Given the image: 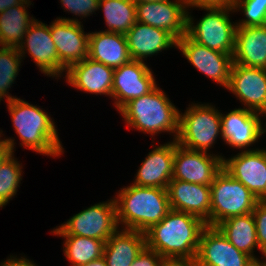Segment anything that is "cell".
<instances>
[{
	"label": "cell",
	"instance_id": "obj_32",
	"mask_svg": "<svg viewBox=\"0 0 266 266\" xmlns=\"http://www.w3.org/2000/svg\"><path fill=\"white\" fill-rule=\"evenodd\" d=\"M233 9L242 10L245 16L236 22L237 27L266 25V0H235Z\"/></svg>",
	"mask_w": 266,
	"mask_h": 266
},
{
	"label": "cell",
	"instance_id": "obj_26",
	"mask_svg": "<svg viewBox=\"0 0 266 266\" xmlns=\"http://www.w3.org/2000/svg\"><path fill=\"white\" fill-rule=\"evenodd\" d=\"M221 233L240 251L248 254L254 260L253 250H259L255 220L252 212L245 215L230 217L216 226Z\"/></svg>",
	"mask_w": 266,
	"mask_h": 266
},
{
	"label": "cell",
	"instance_id": "obj_21",
	"mask_svg": "<svg viewBox=\"0 0 266 266\" xmlns=\"http://www.w3.org/2000/svg\"><path fill=\"white\" fill-rule=\"evenodd\" d=\"M175 140L157 146L149 152L135 175L134 185L167 189L173 176Z\"/></svg>",
	"mask_w": 266,
	"mask_h": 266
},
{
	"label": "cell",
	"instance_id": "obj_34",
	"mask_svg": "<svg viewBox=\"0 0 266 266\" xmlns=\"http://www.w3.org/2000/svg\"><path fill=\"white\" fill-rule=\"evenodd\" d=\"M65 11L73 13L75 16L87 17L98 10L99 0H60Z\"/></svg>",
	"mask_w": 266,
	"mask_h": 266
},
{
	"label": "cell",
	"instance_id": "obj_31",
	"mask_svg": "<svg viewBox=\"0 0 266 266\" xmlns=\"http://www.w3.org/2000/svg\"><path fill=\"white\" fill-rule=\"evenodd\" d=\"M12 153L0 167V209L17 193L22 180V166Z\"/></svg>",
	"mask_w": 266,
	"mask_h": 266
},
{
	"label": "cell",
	"instance_id": "obj_41",
	"mask_svg": "<svg viewBox=\"0 0 266 266\" xmlns=\"http://www.w3.org/2000/svg\"><path fill=\"white\" fill-rule=\"evenodd\" d=\"M81 266H107L106 261L104 257H101L97 260L88 262L87 264L81 265Z\"/></svg>",
	"mask_w": 266,
	"mask_h": 266
},
{
	"label": "cell",
	"instance_id": "obj_5",
	"mask_svg": "<svg viewBox=\"0 0 266 266\" xmlns=\"http://www.w3.org/2000/svg\"><path fill=\"white\" fill-rule=\"evenodd\" d=\"M179 111L177 143L187 149L208 152L222 134L221 112L209 104L192 103Z\"/></svg>",
	"mask_w": 266,
	"mask_h": 266
},
{
	"label": "cell",
	"instance_id": "obj_2",
	"mask_svg": "<svg viewBox=\"0 0 266 266\" xmlns=\"http://www.w3.org/2000/svg\"><path fill=\"white\" fill-rule=\"evenodd\" d=\"M117 196V197H116ZM118 226L146 232L159 223L171 210L165 188L130 185L121 188L115 195ZM125 226V227H124Z\"/></svg>",
	"mask_w": 266,
	"mask_h": 266
},
{
	"label": "cell",
	"instance_id": "obj_15",
	"mask_svg": "<svg viewBox=\"0 0 266 266\" xmlns=\"http://www.w3.org/2000/svg\"><path fill=\"white\" fill-rule=\"evenodd\" d=\"M223 169L258 200H266V154L262 148L246 149L230 159L223 158Z\"/></svg>",
	"mask_w": 266,
	"mask_h": 266
},
{
	"label": "cell",
	"instance_id": "obj_8",
	"mask_svg": "<svg viewBox=\"0 0 266 266\" xmlns=\"http://www.w3.org/2000/svg\"><path fill=\"white\" fill-rule=\"evenodd\" d=\"M115 199L100 202L73 215L51 231L55 235H76L106 242L119 228Z\"/></svg>",
	"mask_w": 266,
	"mask_h": 266
},
{
	"label": "cell",
	"instance_id": "obj_9",
	"mask_svg": "<svg viewBox=\"0 0 266 266\" xmlns=\"http://www.w3.org/2000/svg\"><path fill=\"white\" fill-rule=\"evenodd\" d=\"M223 158L218 154L184 148L175 140L172 179L211 186L223 168Z\"/></svg>",
	"mask_w": 266,
	"mask_h": 266
},
{
	"label": "cell",
	"instance_id": "obj_33",
	"mask_svg": "<svg viewBox=\"0 0 266 266\" xmlns=\"http://www.w3.org/2000/svg\"><path fill=\"white\" fill-rule=\"evenodd\" d=\"M255 220L257 242L262 256L266 255V200H259L252 211Z\"/></svg>",
	"mask_w": 266,
	"mask_h": 266
},
{
	"label": "cell",
	"instance_id": "obj_6",
	"mask_svg": "<svg viewBox=\"0 0 266 266\" xmlns=\"http://www.w3.org/2000/svg\"><path fill=\"white\" fill-rule=\"evenodd\" d=\"M210 226L234 216L251 213L258 198L240 181L234 179L223 168L210 186Z\"/></svg>",
	"mask_w": 266,
	"mask_h": 266
},
{
	"label": "cell",
	"instance_id": "obj_16",
	"mask_svg": "<svg viewBox=\"0 0 266 266\" xmlns=\"http://www.w3.org/2000/svg\"><path fill=\"white\" fill-rule=\"evenodd\" d=\"M247 110L261 113L266 109V69L232 64L226 88Z\"/></svg>",
	"mask_w": 266,
	"mask_h": 266
},
{
	"label": "cell",
	"instance_id": "obj_7",
	"mask_svg": "<svg viewBox=\"0 0 266 266\" xmlns=\"http://www.w3.org/2000/svg\"><path fill=\"white\" fill-rule=\"evenodd\" d=\"M207 13L194 25L187 11L186 34L195 42L221 53L233 54L237 24L230 21L233 7H207Z\"/></svg>",
	"mask_w": 266,
	"mask_h": 266
},
{
	"label": "cell",
	"instance_id": "obj_20",
	"mask_svg": "<svg viewBox=\"0 0 266 266\" xmlns=\"http://www.w3.org/2000/svg\"><path fill=\"white\" fill-rule=\"evenodd\" d=\"M114 68L89 57L72 64L66 70V81L70 86L85 93L112 96Z\"/></svg>",
	"mask_w": 266,
	"mask_h": 266
},
{
	"label": "cell",
	"instance_id": "obj_12",
	"mask_svg": "<svg viewBox=\"0 0 266 266\" xmlns=\"http://www.w3.org/2000/svg\"><path fill=\"white\" fill-rule=\"evenodd\" d=\"M198 266H249L254 259L238 250L215 226H206L200 236Z\"/></svg>",
	"mask_w": 266,
	"mask_h": 266
},
{
	"label": "cell",
	"instance_id": "obj_30",
	"mask_svg": "<svg viewBox=\"0 0 266 266\" xmlns=\"http://www.w3.org/2000/svg\"><path fill=\"white\" fill-rule=\"evenodd\" d=\"M22 56L14 47L0 48V101L6 98L7 101L12 100L13 97L9 95L8 91L19 72Z\"/></svg>",
	"mask_w": 266,
	"mask_h": 266
},
{
	"label": "cell",
	"instance_id": "obj_25",
	"mask_svg": "<svg viewBox=\"0 0 266 266\" xmlns=\"http://www.w3.org/2000/svg\"><path fill=\"white\" fill-rule=\"evenodd\" d=\"M119 229L105 242L103 257L107 266H131L146 246L145 234L131 229Z\"/></svg>",
	"mask_w": 266,
	"mask_h": 266
},
{
	"label": "cell",
	"instance_id": "obj_36",
	"mask_svg": "<svg viewBox=\"0 0 266 266\" xmlns=\"http://www.w3.org/2000/svg\"><path fill=\"white\" fill-rule=\"evenodd\" d=\"M187 8L233 7L235 0H185Z\"/></svg>",
	"mask_w": 266,
	"mask_h": 266
},
{
	"label": "cell",
	"instance_id": "obj_18",
	"mask_svg": "<svg viewBox=\"0 0 266 266\" xmlns=\"http://www.w3.org/2000/svg\"><path fill=\"white\" fill-rule=\"evenodd\" d=\"M167 192L171 209L197 216L210 226V186L171 179Z\"/></svg>",
	"mask_w": 266,
	"mask_h": 266
},
{
	"label": "cell",
	"instance_id": "obj_44",
	"mask_svg": "<svg viewBox=\"0 0 266 266\" xmlns=\"http://www.w3.org/2000/svg\"><path fill=\"white\" fill-rule=\"evenodd\" d=\"M135 2H157V1H167V0H134Z\"/></svg>",
	"mask_w": 266,
	"mask_h": 266
},
{
	"label": "cell",
	"instance_id": "obj_14",
	"mask_svg": "<svg viewBox=\"0 0 266 266\" xmlns=\"http://www.w3.org/2000/svg\"><path fill=\"white\" fill-rule=\"evenodd\" d=\"M185 0L136 2L137 21L168 31L177 40L186 34Z\"/></svg>",
	"mask_w": 266,
	"mask_h": 266
},
{
	"label": "cell",
	"instance_id": "obj_17",
	"mask_svg": "<svg viewBox=\"0 0 266 266\" xmlns=\"http://www.w3.org/2000/svg\"><path fill=\"white\" fill-rule=\"evenodd\" d=\"M17 49L22 58L25 56V51L30 54L39 70L45 75L60 77V60L50 33V25L36 19Z\"/></svg>",
	"mask_w": 266,
	"mask_h": 266
},
{
	"label": "cell",
	"instance_id": "obj_39",
	"mask_svg": "<svg viewBox=\"0 0 266 266\" xmlns=\"http://www.w3.org/2000/svg\"><path fill=\"white\" fill-rule=\"evenodd\" d=\"M17 256H10L6 261L1 262L0 266H37L36 263H33L31 260L21 257L16 258Z\"/></svg>",
	"mask_w": 266,
	"mask_h": 266
},
{
	"label": "cell",
	"instance_id": "obj_10",
	"mask_svg": "<svg viewBox=\"0 0 266 266\" xmlns=\"http://www.w3.org/2000/svg\"><path fill=\"white\" fill-rule=\"evenodd\" d=\"M78 19L57 18L50 23V33L60 60V77L74 63L88 57L89 33Z\"/></svg>",
	"mask_w": 266,
	"mask_h": 266
},
{
	"label": "cell",
	"instance_id": "obj_42",
	"mask_svg": "<svg viewBox=\"0 0 266 266\" xmlns=\"http://www.w3.org/2000/svg\"><path fill=\"white\" fill-rule=\"evenodd\" d=\"M249 266H266L264 261L254 260Z\"/></svg>",
	"mask_w": 266,
	"mask_h": 266
},
{
	"label": "cell",
	"instance_id": "obj_23",
	"mask_svg": "<svg viewBox=\"0 0 266 266\" xmlns=\"http://www.w3.org/2000/svg\"><path fill=\"white\" fill-rule=\"evenodd\" d=\"M233 63L266 69V25L236 28Z\"/></svg>",
	"mask_w": 266,
	"mask_h": 266
},
{
	"label": "cell",
	"instance_id": "obj_37",
	"mask_svg": "<svg viewBox=\"0 0 266 266\" xmlns=\"http://www.w3.org/2000/svg\"><path fill=\"white\" fill-rule=\"evenodd\" d=\"M160 266H198L196 258L162 257Z\"/></svg>",
	"mask_w": 266,
	"mask_h": 266
},
{
	"label": "cell",
	"instance_id": "obj_45",
	"mask_svg": "<svg viewBox=\"0 0 266 266\" xmlns=\"http://www.w3.org/2000/svg\"><path fill=\"white\" fill-rule=\"evenodd\" d=\"M262 258H265L264 259V262H265V265H266V255H264Z\"/></svg>",
	"mask_w": 266,
	"mask_h": 266
},
{
	"label": "cell",
	"instance_id": "obj_1",
	"mask_svg": "<svg viewBox=\"0 0 266 266\" xmlns=\"http://www.w3.org/2000/svg\"><path fill=\"white\" fill-rule=\"evenodd\" d=\"M206 223L197 216L171 209L145 234L146 247L162 257L196 258Z\"/></svg>",
	"mask_w": 266,
	"mask_h": 266
},
{
	"label": "cell",
	"instance_id": "obj_22",
	"mask_svg": "<svg viewBox=\"0 0 266 266\" xmlns=\"http://www.w3.org/2000/svg\"><path fill=\"white\" fill-rule=\"evenodd\" d=\"M132 60L143 61L147 57L177 47V39L166 30L136 22L125 34Z\"/></svg>",
	"mask_w": 266,
	"mask_h": 266
},
{
	"label": "cell",
	"instance_id": "obj_28",
	"mask_svg": "<svg viewBox=\"0 0 266 266\" xmlns=\"http://www.w3.org/2000/svg\"><path fill=\"white\" fill-rule=\"evenodd\" d=\"M100 8L108 26L105 31L125 35L137 22L134 0H99L98 9Z\"/></svg>",
	"mask_w": 266,
	"mask_h": 266
},
{
	"label": "cell",
	"instance_id": "obj_27",
	"mask_svg": "<svg viewBox=\"0 0 266 266\" xmlns=\"http://www.w3.org/2000/svg\"><path fill=\"white\" fill-rule=\"evenodd\" d=\"M30 0L22 4L5 9L0 13V46L18 48L22 43L28 28L36 20L29 17L27 7Z\"/></svg>",
	"mask_w": 266,
	"mask_h": 266
},
{
	"label": "cell",
	"instance_id": "obj_4",
	"mask_svg": "<svg viewBox=\"0 0 266 266\" xmlns=\"http://www.w3.org/2000/svg\"><path fill=\"white\" fill-rule=\"evenodd\" d=\"M119 113L128 127L152 136L169 132L174 134L173 140L177 138L179 110L158 86L126 103Z\"/></svg>",
	"mask_w": 266,
	"mask_h": 266
},
{
	"label": "cell",
	"instance_id": "obj_38",
	"mask_svg": "<svg viewBox=\"0 0 266 266\" xmlns=\"http://www.w3.org/2000/svg\"><path fill=\"white\" fill-rule=\"evenodd\" d=\"M2 135V130L0 131V138ZM15 140L12 138H4V139H0V167L1 165L4 163V161H6V159L12 154L14 153V144H16L14 142Z\"/></svg>",
	"mask_w": 266,
	"mask_h": 266
},
{
	"label": "cell",
	"instance_id": "obj_35",
	"mask_svg": "<svg viewBox=\"0 0 266 266\" xmlns=\"http://www.w3.org/2000/svg\"><path fill=\"white\" fill-rule=\"evenodd\" d=\"M161 258L157 252L145 246L131 266H160Z\"/></svg>",
	"mask_w": 266,
	"mask_h": 266
},
{
	"label": "cell",
	"instance_id": "obj_19",
	"mask_svg": "<svg viewBox=\"0 0 266 266\" xmlns=\"http://www.w3.org/2000/svg\"><path fill=\"white\" fill-rule=\"evenodd\" d=\"M260 113L236 108L226 115L221 113V137L230 147L246 149L258 142L261 135Z\"/></svg>",
	"mask_w": 266,
	"mask_h": 266
},
{
	"label": "cell",
	"instance_id": "obj_13",
	"mask_svg": "<svg viewBox=\"0 0 266 266\" xmlns=\"http://www.w3.org/2000/svg\"><path fill=\"white\" fill-rule=\"evenodd\" d=\"M187 60L208 78L227 88L233 64V54L209 49L185 34L177 40V47Z\"/></svg>",
	"mask_w": 266,
	"mask_h": 266
},
{
	"label": "cell",
	"instance_id": "obj_24",
	"mask_svg": "<svg viewBox=\"0 0 266 266\" xmlns=\"http://www.w3.org/2000/svg\"><path fill=\"white\" fill-rule=\"evenodd\" d=\"M88 57L114 69L131 60L125 35L108 31L89 33Z\"/></svg>",
	"mask_w": 266,
	"mask_h": 266
},
{
	"label": "cell",
	"instance_id": "obj_11",
	"mask_svg": "<svg viewBox=\"0 0 266 266\" xmlns=\"http://www.w3.org/2000/svg\"><path fill=\"white\" fill-rule=\"evenodd\" d=\"M157 86L153 72L146 63L130 60L113 73L112 98L120 110L129 101L148 94Z\"/></svg>",
	"mask_w": 266,
	"mask_h": 266
},
{
	"label": "cell",
	"instance_id": "obj_3",
	"mask_svg": "<svg viewBox=\"0 0 266 266\" xmlns=\"http://www.w3.org/2000/svg\"><path fill=\"white\" fill-rule=\"evenodd\" d=\"M6 102L21 147L52 157L64 152L54 120L45 110L20 98Z\"/></svg>",
	"mask_w": 266,
	"mask_h": 266
},
{
	"label": "cell",
	"instance_id": "obj_29",
	"mask_svg": "<svg viewBox=\"0 0 266 266\" xmlns=\"http://www.w3.org/2000/svg\"><path fill=\"white\" fill-rule=\"evenodd\" d=\"M65 238L64 256L72 266H81L103 257L105 242L76 235H59Z\"/></svg>",
	"mask_w": 266,
	"mask_h": 266
},
{
	"label": "cell",
	"instance_id": "obj_43",
	"mask_svg": "<svg viewBox=\"0 0 266 266\" xmlns=\"http://www.w3.org/2000/svg\"><path fill=\"white\" fill-rule=\"evenodd\" d=\"M263 114H264V116L266 117V109H264V110L260 113V115H262V116H263ZM262 125H263V124H262V122H261V135L264 134V133L266 132V128H264V127L266 126V122H265L264 127H263Z\"/></svg>",
	"mask_w": 266,
	"mask_h": 266
},
{
	"label": "cell",
	"instance_id": "obj_40",
	"mask_svg": "<svg viewBox=\"0 0 266 266\" xmlns=\"http://www.w3.org/2000/svg\"><path fill=\"white\" fill-rule=\"evenodd\" d=\"M25 0H0V13L3 12L5 9L20 5Z\"/></svg>",
	"mask_w": 266,
	"mask_h": 266
}]
</instances>
